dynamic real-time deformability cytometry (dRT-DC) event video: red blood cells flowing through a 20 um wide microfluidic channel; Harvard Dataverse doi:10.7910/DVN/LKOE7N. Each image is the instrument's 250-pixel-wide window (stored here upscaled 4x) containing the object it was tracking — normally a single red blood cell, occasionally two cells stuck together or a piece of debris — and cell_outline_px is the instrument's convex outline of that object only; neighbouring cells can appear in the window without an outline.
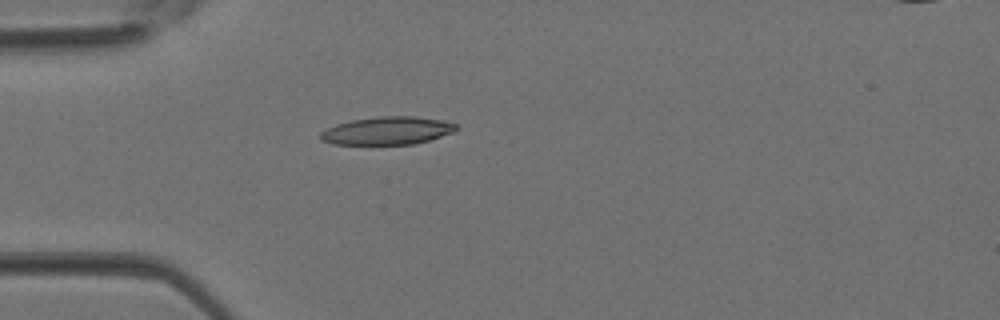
{"species": "Egyptian fruit bat (a non-hibernating species)", "species_latin": "Rousettus aegyptiacus", "temperature_condition": "room temperature", "stored_images_in_passage": 4, "camera_frame_rate_fps": 3000, "um_per_image_px": 0.085, "animal": {"sex": "female"}, "frame": {"image": 1, "passage_image": 4, "time_ms": 1.0, "image_size_px": [1000, 320], "cell_outline_px": [[460, 128], [452, 132], [428, 140], [412, 144], [332, 144], [320, 140], [320, 132], [336, 124], [352, 120], [380, 116], [416, 116], [440, 120], [456, 124]], "centroid_in_image_um": [32.9, 11.1], "position_along_channel_um": 52.1, "area_um2": 21.91}}